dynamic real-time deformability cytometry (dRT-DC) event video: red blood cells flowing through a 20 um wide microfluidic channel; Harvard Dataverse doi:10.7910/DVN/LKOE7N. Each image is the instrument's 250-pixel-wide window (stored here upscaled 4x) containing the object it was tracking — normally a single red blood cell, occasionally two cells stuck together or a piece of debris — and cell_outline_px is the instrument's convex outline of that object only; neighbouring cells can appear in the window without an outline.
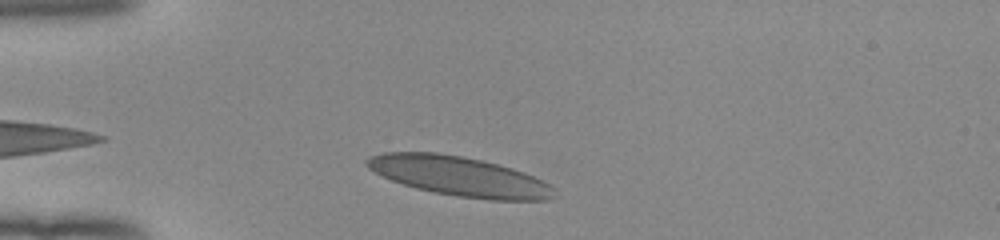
{"species": "human", "species_latin": "Homo sapiens", "temperature_condition": "room temperature", "stored_images_in_passage": 33, "camera_frame_rate_fps": 3000, "um_per_image_px": 0.085, "donor": {"sex": "female"}, "frame": {"image": 1, "passage_image": 3, "time_ms": 0.667, "image_size_px": [1000, 240], "cell_outline_px": [[552, 196], [548, 200], [492, 200], [460, 196], [436, 192], [416, 188], [392, 180], [368, 168], [364, 164], [364, 160], [372, 156], [384, 152], [436, 152], [460, 156], [480, 160], [512, 168], [524, 172], [548, 184], [552, 188]], "centroid_in_image_um": [38.99, 14.97], "position_along_channel_um": 46.0, "area_um2": 42.37}}
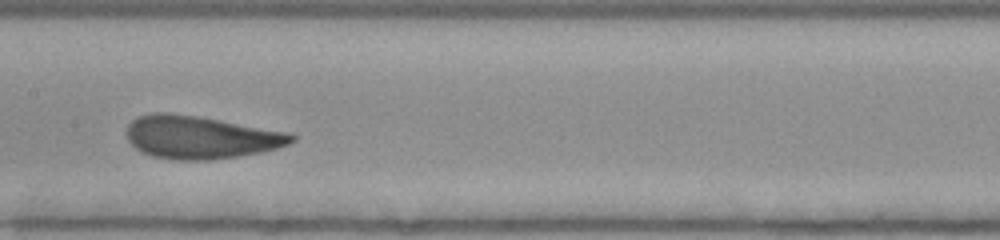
{"frame": {"image": 2, "passage_image": 16, "time_ms": 5.0, "image_size_px": [1000, 240], "cell_outline_px": [[296, 140], [288, 144], [276, 148], [260, 152], [212, 160], [180, 160], [152, 156], [136, 148], [128, 140], [128, 124], [132, 120], [140, 116], [152, 112], [168, 112], [196, 116], [288, 132], [296, 136]], "centroid_in_image_um": [17.04, 11.66], "position_along_channel_um": 190.4, "area_um2": 40.75}}
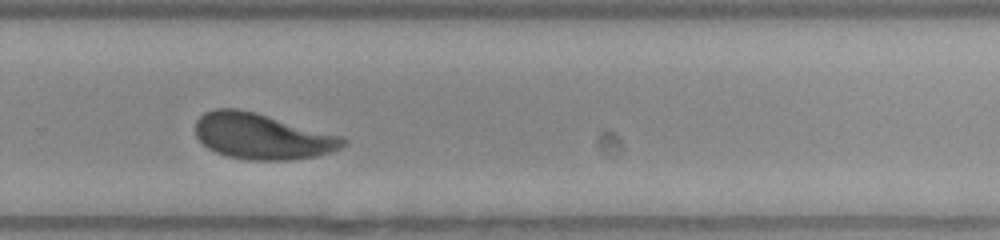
{"frame": {"image": 3, "passage_image": 25, "time_ms": 8.0, "image_size_px": [1000, 240], "cell_outline_px": [[348, 144], [332, 152], [316, 156], [292, 160], [248, 160], [228, 156], [216, 152], [208, 148], [196, 136], [196, 120], [204, 112], [212, 108], [236, 108], [256, 112], [344, 136], [348, 140]], "centroid_in_image_um": [22.32, 11.58], "position_along_channel_um": 307.5, "area_um2": 39.82}, "authors_computed_cell_mechanics": {"area_um2": 40.171, "velocity_mm_per_s": 3.918, "shape_relaxation_time_tau1_ms": 3.9776, "shape_relaxation_time_tau2_ms": null, "deformation_change_tau1": 0.1582, "deformation_change_tau2": null}}